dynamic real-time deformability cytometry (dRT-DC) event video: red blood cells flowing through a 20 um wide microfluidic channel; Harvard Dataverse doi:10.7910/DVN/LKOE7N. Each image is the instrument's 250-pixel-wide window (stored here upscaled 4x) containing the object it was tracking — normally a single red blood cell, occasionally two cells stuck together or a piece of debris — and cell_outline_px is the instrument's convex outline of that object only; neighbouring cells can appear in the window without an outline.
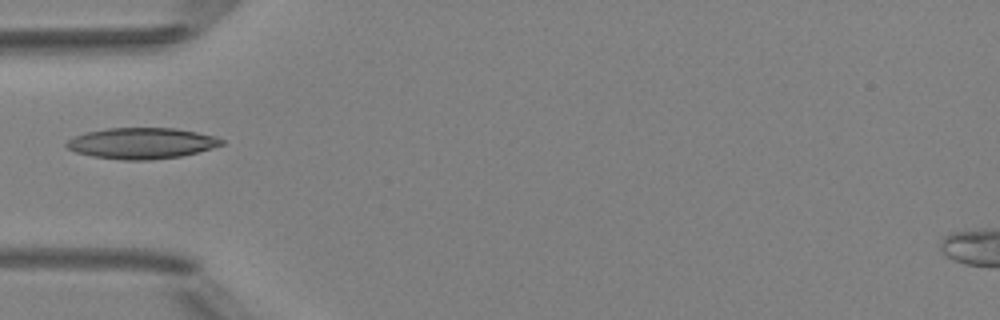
{"species": "Egyptian fruit bat (a non-hibernating species)", "species_latin": "Rousettus aegyptiacus", "temperature_condition": "room temperature", "stored_images_in_passage": 4, "camera_frame_rate_fps": 3000, "um_per_image_px": 0.085, "animal": {"sex": "female"}, "frame": {"image": 1, "passage_image": 3, "time_ms": 2.333, "image_size_px": [1000, 320], "cell_outline_px": [[224, 144], [212, 148], [180, 156], [152, 160], [124, 160], [92, 156], [76, 152], [68, 148], [64, 144], [68, 140], [76, 136], [88, 132], [108, 128], [176, 128], [216, 136], [224, 140]], "centroid_in_image_um": [12.06, 12.17], "position_along_channel_um": 72.9, "area_um2": 27.86}}
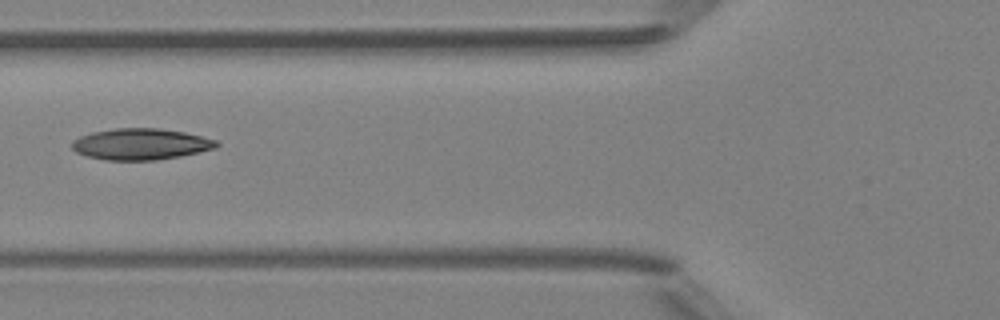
{"frame": {"image": 2, "passage_image": 4, "time_ms": 3.333, "image_size_px": [1000, 320], "cell_outline_px": [[220, 144], [216, 148], [180, 156], [156, 160], [104, 160], [88, 156], [76, 152], [72, 148], [72, 140], [80, 136], [92, 132], [116, 128], [160, 128], [184, 132], [216, 140]], "centroid_in_image_um": [11.95, 12.25], "position_along_channel_um": 113.8, "area_um2": 26.3}}